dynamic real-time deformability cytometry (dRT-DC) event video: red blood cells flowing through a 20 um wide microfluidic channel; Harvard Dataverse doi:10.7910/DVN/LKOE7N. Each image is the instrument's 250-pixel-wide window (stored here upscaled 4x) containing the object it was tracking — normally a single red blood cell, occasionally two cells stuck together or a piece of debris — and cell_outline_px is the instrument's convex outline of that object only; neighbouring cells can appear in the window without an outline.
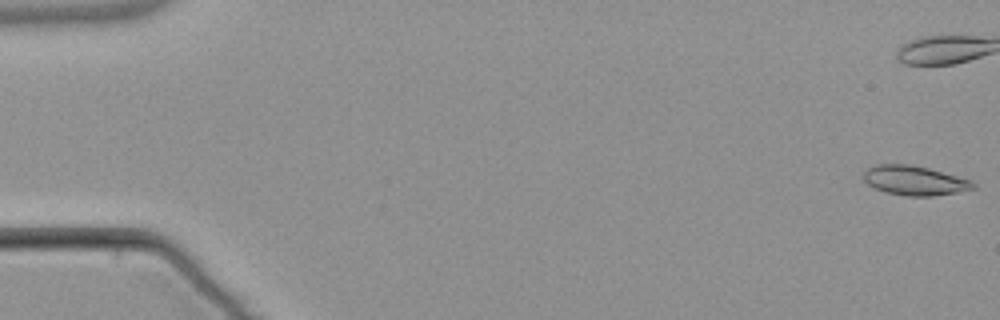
{"species": "common noctule bat (a hibernating species)", "species_latin": "Nyctalus noctula", "temperature_condition": "warm", "stored_images_in_passage": 6, "camera_frame_rate_fps": 3000, "um_per_image_px": 0.085, "animal": {"sex": "male", "body_mass_g": 21.5, "forearm_length_mm": 52.0}, "frame": {"image": 1, "passage_image": 1, "time_ms": 0.0, "image_size_px": [1000, 320], "cell_outline_px": [[976, 188], [956, 192], [932, 196], [908, 196], [888, 192], [876, 188], [868, 184], [864, 180], [864, 172], [868, 168], [876, 164], [912, 164], [928, 168], [956, 176], [968, 180], [976, 184]], "centroid_in_image_um": [77.72, 15.33], "position_along_channel_um": 7.3, "area_um2": 18.5}}
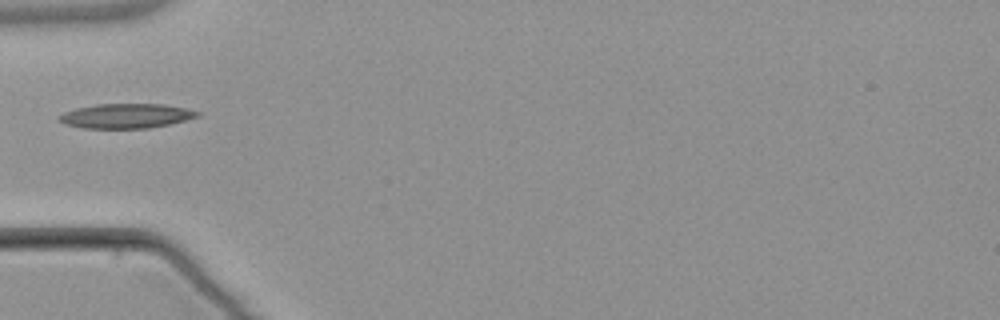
{"frame": {"image": 2, "passage_image": 6, "time_ms": 6.333, "image_size_px": [1000, 320], "cell_outline_px": [[200, 116], [168, 124], [148, 128], [84, 128], [64, 124], [56, 120], [64, 112], [76, 108], [96, 104], [164, 104], [184, 108], [200, 112]], "centroid_in_image_um": [10.68, 9.85], "position_along_channel_um": 74.3, "area_um2": 19.71}}